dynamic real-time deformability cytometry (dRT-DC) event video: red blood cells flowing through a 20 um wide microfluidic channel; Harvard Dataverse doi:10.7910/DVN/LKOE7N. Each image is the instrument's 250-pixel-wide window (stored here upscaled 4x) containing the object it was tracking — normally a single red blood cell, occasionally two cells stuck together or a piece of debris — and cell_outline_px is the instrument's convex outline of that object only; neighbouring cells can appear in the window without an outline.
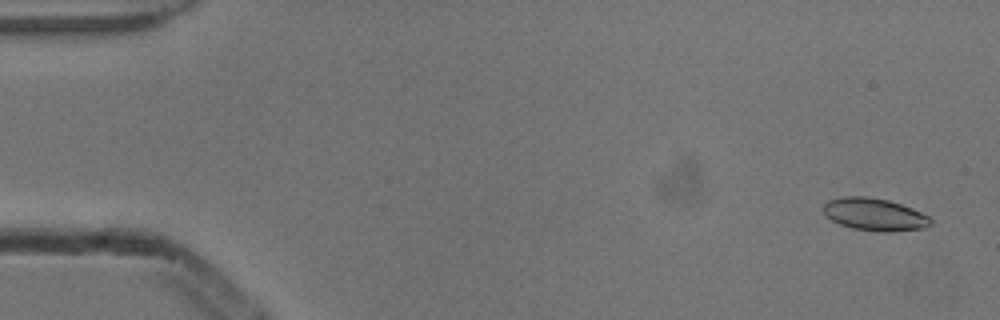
{"species": "common noctule bat (a hibernating species)", "species_latin": "Nyctalus noctula", "temperature_condition": "cold", "stored_images_in_passage": 54, "camera_frame_rate_fps": 3000, "um_per_image_px": 0.085, "animal": {"sex": "male", "body_mass_g": 13.3}, "frame": {"image": 1, "passage_image": 3, "time_ms": 0.667, "image_size_px": [1000, 320], "cell_outline_px": [[932, 224], [928, 228], [892, 232], [880, 232], [852, 228], [840, 224], [832, 220], [824, 212], [824, 204], [828, 200], [844, 196], [868, 196], [888, 200], [912, 208], [928, 216], [932, 220]], "centroid_in_image_um": [74.38, 18.23], "position_along_channel_um": 10.6, "area_um2": 20.4}}
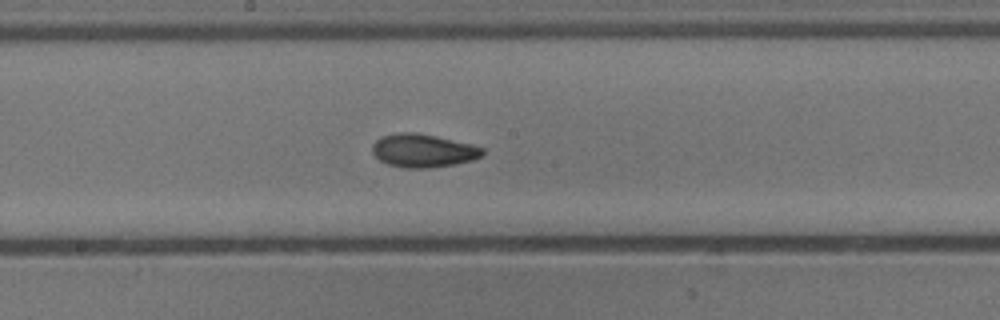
{"frame": {"image": 2, "passage_image": 29, "time_ms": 9.333, "image_size_px": [1000, 320], "cell_outline_px": [[484, 156], [472, 160], [456, 164], [428, 168], [400, 168], [388, 164], [380, 160], [372, 152], [372, 144], [380, 136], [400, 132], [416, 132], [436, 136], [472, 144], [484, 148]], "centroid_in_image_um": [35.97, 12.8], "position_along_channel_um": 212.2, "area_um2": 21.62}}
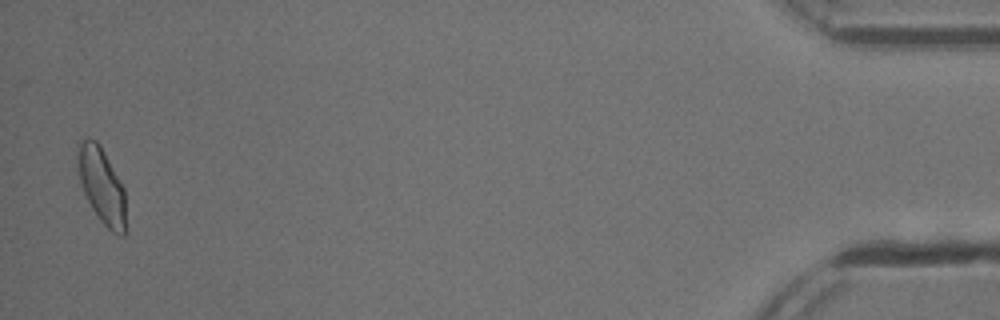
{"frame": {"image": 3, "passage_image": 53, "time_ms": 17.333, "image_size_px": [1000, 320], "cell_outline_px": [[124, 236], [120, 236], [112, 232], [100, 220], [92, 208], [84, 192], [80, 180], [80, 144], [88, 136], [96, 140], [100, 144], [124, 188]], "centroid_in_image_um": [8.68, 15.8], "position_along_channel_um": 426.5, "area_um2": 20.29}, "authors_computed_cell_mechanics": {"area_um2": 20.4034, "velocity_mm_per_s": 3.8569, "shape_relaxation_time_tau1_ms": 4.3489, "shape_relaxation_time_tau2_ms": 2.8214, "deformation_change_tau1": 0.1323, "deformation_change_tau2": 0.0658}}